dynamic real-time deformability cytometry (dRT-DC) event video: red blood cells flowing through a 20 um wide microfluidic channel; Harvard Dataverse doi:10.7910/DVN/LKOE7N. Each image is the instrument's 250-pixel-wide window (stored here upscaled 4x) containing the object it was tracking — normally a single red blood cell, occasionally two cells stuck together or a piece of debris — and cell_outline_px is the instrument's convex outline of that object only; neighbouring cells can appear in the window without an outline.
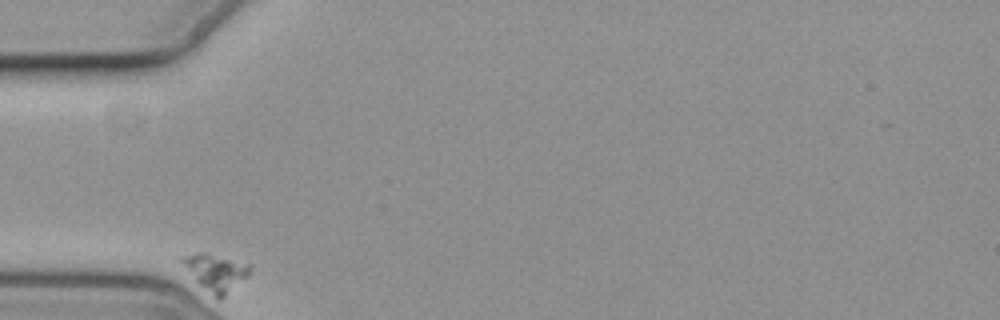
{"species": "common noctule bat (a hibernating species)", "species_latin": "Nyctalus noctula", "temperature_condition": "cold", "stored_images_in_passage": 2, "camera_frame_rate_fps": 3000, "um_per_image_px": 0.085, "animal": {"sex": "female", "body_mass_g": 19.3, "forearm_length_mm": 54.1}, "frame": {"image": 1, "passage_image": 1, "time_ms": 0.0, "image_size_px": [1000, 320], "cell_outline_px": [[252, 268], [248, 276], [220, 300], [216, 300], [176, 260], [180, 256], [196, 252], [204, 252], [248, 264]], "centroid_in_image_um": [18.28, 23.14], "position_along_channel_um": 66.7, "area_um2": 14.62}}
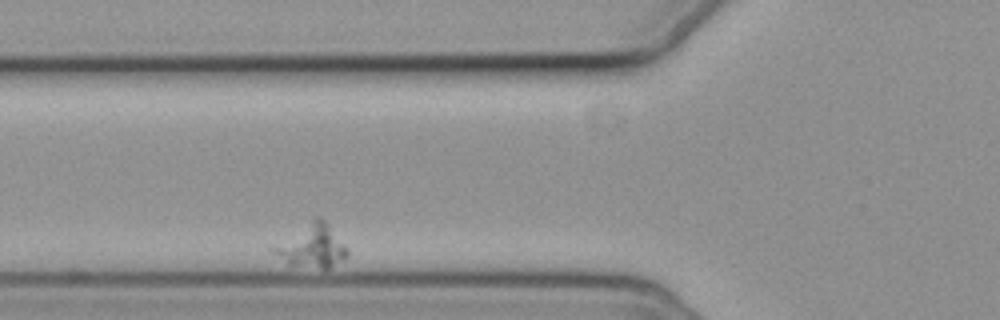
{"frame": {"image": 2, "passage_image": 2, "time_ms": 1.333, "image_size_px": [1000, 320], "cell_outline_px": [[348, 256], [328, 268], [320, 268], [288, 264], [272, 252], [272, 248], [316, 216], [324, 220], [328, 224], [348, 248]], "centroid_in_image_um": [26.55, 20.92], "position_along_channel_um": 99.2, "area_um2": 17.8}}